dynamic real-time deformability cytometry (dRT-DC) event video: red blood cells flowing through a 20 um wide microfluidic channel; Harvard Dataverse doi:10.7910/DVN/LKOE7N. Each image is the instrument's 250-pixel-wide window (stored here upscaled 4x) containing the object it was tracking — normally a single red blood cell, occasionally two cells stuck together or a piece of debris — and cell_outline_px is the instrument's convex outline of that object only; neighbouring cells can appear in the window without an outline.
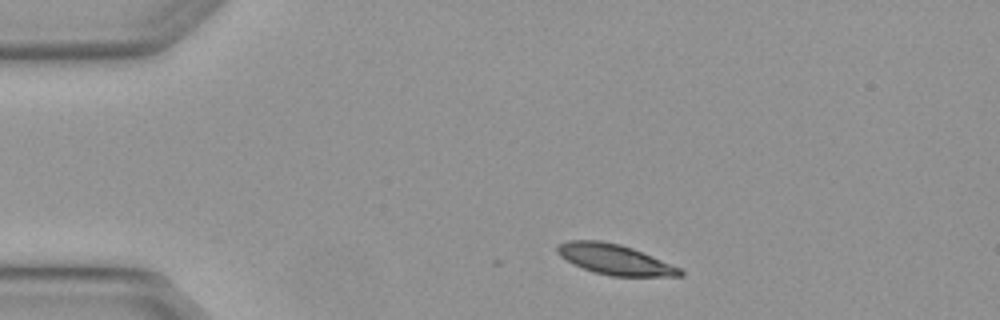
{"species": "Egyptian fruit bat (a non-hibernating species)", "species_latin": "Rousettus aegyptiacus", "temperature_condition": "warm", "stored_images_in_passage": 3, "camera_frame_rate_fps": 3000, "um_per_image_px": 0.085, "animal": {"sex": "female"}, "frame": {"image": 1, "passage_image": 1, "time_ms": 0.0, "image_size_px": [1000, 320], "cell_outline_px": [[684, 276], [612, 276], [596, 272], [572, 264], [560, 256], [556, 252], [556, 248], [560, 244], [568, 240], [600, 240], [620, 244], [632, 248], [680, 268], [684, 272]], "centroid_in_image_um": [52.23, 22.05], "position_along_channel_um": 32.8, "area_um2": 21.44}}
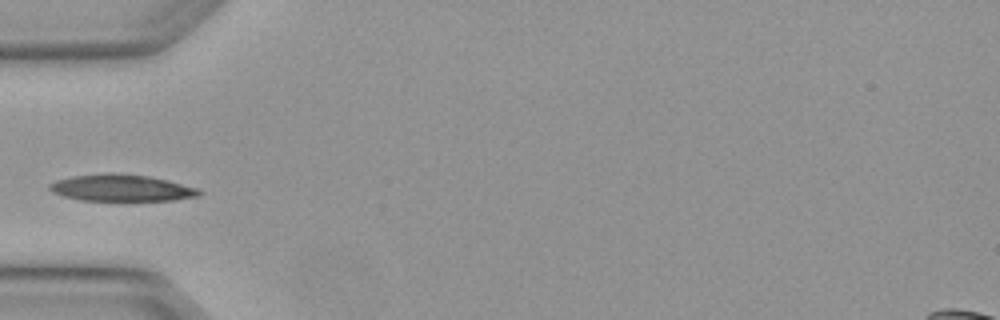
{"frame": {"image": 2, "passage_image": 3, "time_ms": 0.667, "image_size_px": [1000, 320], "cell_outline_px": [[204, 192], [200, 196], [172, 200], [80, 200], [64, 196], [52, 192], [48, 188], [48, 184], [56, 180], [72, 176], [104, 172], [112, 172], [148, 176], [168, 180], [200, 188]], "centroid_in_image_um": [10.34, 15.96], "position_along_channel_um": 74.7, "area_um2": 23.52}}